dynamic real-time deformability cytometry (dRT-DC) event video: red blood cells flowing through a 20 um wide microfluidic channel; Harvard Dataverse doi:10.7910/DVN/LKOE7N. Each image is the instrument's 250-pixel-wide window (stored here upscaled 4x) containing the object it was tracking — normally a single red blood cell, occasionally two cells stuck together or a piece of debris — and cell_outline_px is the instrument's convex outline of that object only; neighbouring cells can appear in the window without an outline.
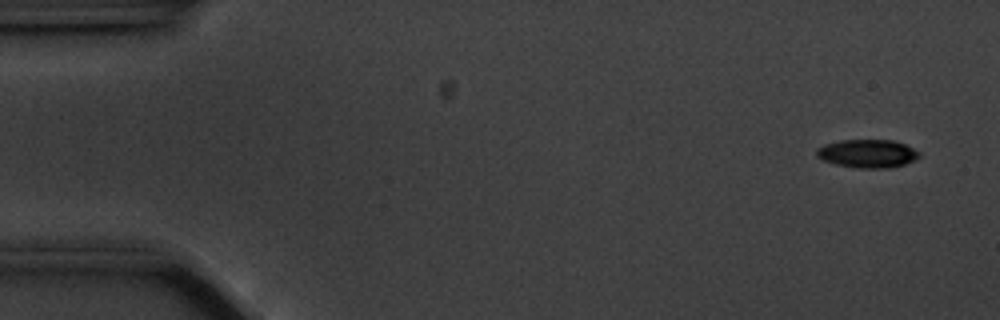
{"species": "common noctule bat (a hibernating species)", "species_latin": "Nyctalus noctula", "temperature_condition": "cold", "stored_images_in_passage": 17, "camera_frame_rate_fps": 3000, "um_per_image_px": 0.085, "animal": {"sex": "male", "body_mass_g": 20.1, "forearm_length_mm": 53.5}, "frame": {"image": 1, "passage_image": 3, "time_ms": 0.667, "image_size_px": [1000, 320], "cell_outline_px": [[920, 156], [904, 164], [888, 168], [856, 168], [836, 164], [824, 160], [816, 156], [816, 148], [824, 144], [840, 140], [892, 140], [904, 144], [920, 152]], "centroid_in_image_um": [73.7, 13.05], "position_along_channel_um": 11.3, "area_um2": 16.82}}